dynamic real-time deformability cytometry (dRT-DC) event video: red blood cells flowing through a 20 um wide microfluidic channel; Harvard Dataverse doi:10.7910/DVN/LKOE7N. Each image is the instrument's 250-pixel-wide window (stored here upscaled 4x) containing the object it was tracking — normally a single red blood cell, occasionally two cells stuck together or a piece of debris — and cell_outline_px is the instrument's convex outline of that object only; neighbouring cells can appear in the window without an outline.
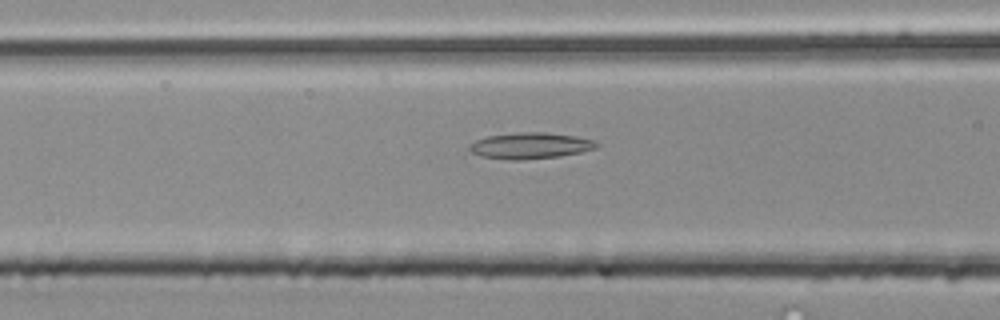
{"species": "common noctule bat (a hibernating species)", "species_latin": "Nyctalus noctula", "temperature_condition": "room temperature", "stored_images_in_passage": 39, "camera_frame_rate_fps": 3000, "um_per_image_px": 0.085, "animal": {"sex": "male", "body_mass_g": 20.4}, "frame": {"image": 1, "passage_image": 7, "time_ms": 2.0, "image_size_px": [1000, 320], "cell_outline_px": [[600, 144], [596, 148], [580, 152], [560, 156], [524, 160], [512, 160], [480, 156], [472, 152], [468, 148], [476, 140], [488, 136], [520, 132], [544, 132], [576, 136], [596, 140]], "centroid_in_image_um": [45.12, 12.38], "position_along_channel_um": 121.5, "area_um2": 19.36}}
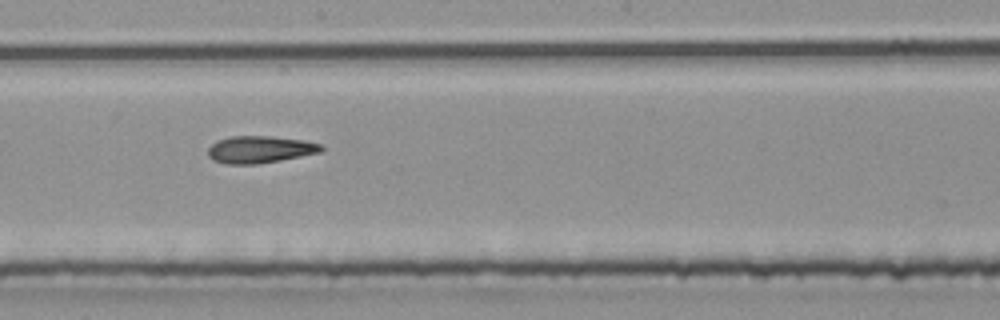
{"frame": {"image": 2, "passage_image": 15, "time_ms": 4.667, "image_size_px": [1000, 320], "cell_outline_px": [[324, 148], [320, 152], [280, 160], [256, 164], [224, 164], [212, 160], [208, 156], [208, 148], [216, 140], [232, 136], [272, 136], [304, 140], [324, 144]], "centroid_in_image_um": [22.08, 12.7], "position_along_channel_um": 226.1, "area_um2": 18.03}}
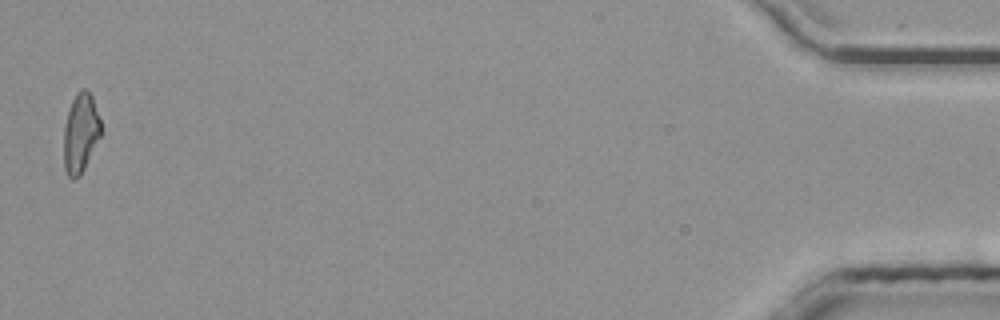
{"frame": {"image": 3, "passage_image": 38, "time_ms": 12.333, "image_size_px": [1000, 320], "cell_outline_px": [[100, 136], [80, 176], [72, 180], [68, 176], [64, 168], [64, 124], [72, 100], [76, 92], [80, 88], [84, 88], [92, 96], [100, 120]], "centroid_in_image_um": [6.83, 11.3], "position_along_channel_um": 428.4, "area_um2": 16.99}}